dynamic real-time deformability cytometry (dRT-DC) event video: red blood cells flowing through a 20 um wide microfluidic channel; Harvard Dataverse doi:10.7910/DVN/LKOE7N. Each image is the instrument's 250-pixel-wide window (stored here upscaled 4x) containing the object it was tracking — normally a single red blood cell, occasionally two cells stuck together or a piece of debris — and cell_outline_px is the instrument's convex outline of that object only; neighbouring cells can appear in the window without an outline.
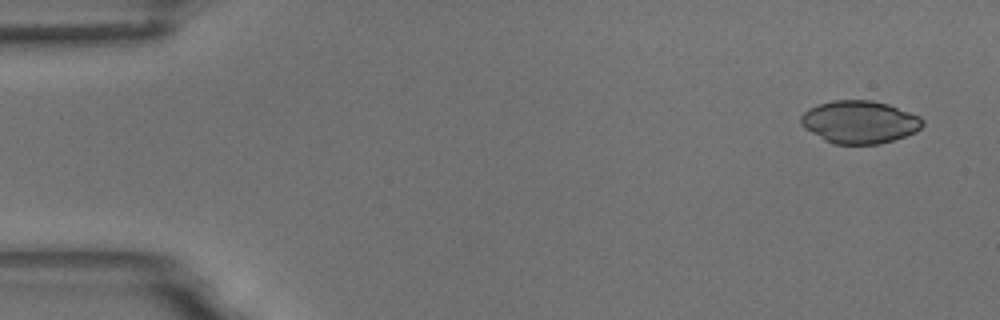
{"species": "common noctule bat (a hibernating species)", "species_latin": "Nyctalus noctula", "temperature_condition": "room temperature", "stored_images_in_passage": 6, "camera_frame_rate_fps": 3000, "um_per_image_px": 0.085, "animal": {"sex": "male", "body_mass_g": 18.8}, "frame": {"image": 1, "passage_image": 1, "time_ms": 0.0, "image_size_px": [1000, 320], "cell_outline_px": [[924, 124], [916, 132], [880, 144], [832, 144], [824, 140], [804, 128], [800, 124], [800, 116], [808, 108], [832, 100], [872, 100], [888, 104], [920, 116], [924, 120]], "centroid_in_image_um": [73.05, 10.37], "position_along_channel_um": 12.0, "area_um2": 30.4}}
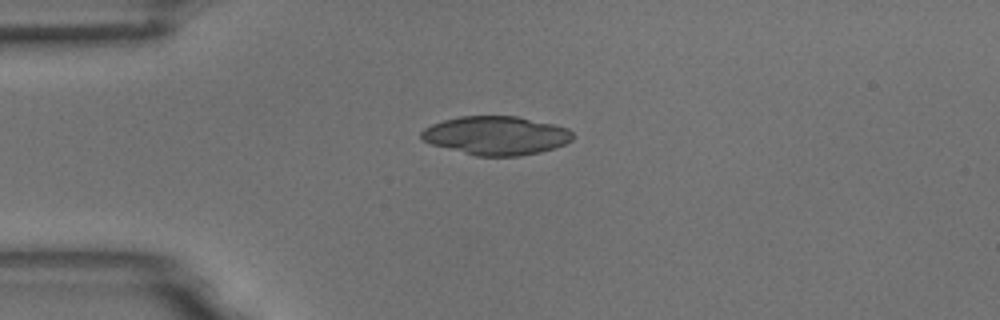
{"frame": {"image": 2, "passage_image": 4, "time_ms": 1.0, "image_size_px": [1000, 320], "cell_outline_px": [[572, 140], [556, 148], [540, 152], [520, 156], [476, 156], [432, 144], [424, 140], [420, 136], [420, 132], [424, 128], [432, 124], [444, 120], [460, 116], [516, 116], [552, 124], [568, 128], [572, 132]], "centroid_in_image_um": [42.17, 11.52], "position_along_channel_um": 42.8, "area_um2": 33.99}}